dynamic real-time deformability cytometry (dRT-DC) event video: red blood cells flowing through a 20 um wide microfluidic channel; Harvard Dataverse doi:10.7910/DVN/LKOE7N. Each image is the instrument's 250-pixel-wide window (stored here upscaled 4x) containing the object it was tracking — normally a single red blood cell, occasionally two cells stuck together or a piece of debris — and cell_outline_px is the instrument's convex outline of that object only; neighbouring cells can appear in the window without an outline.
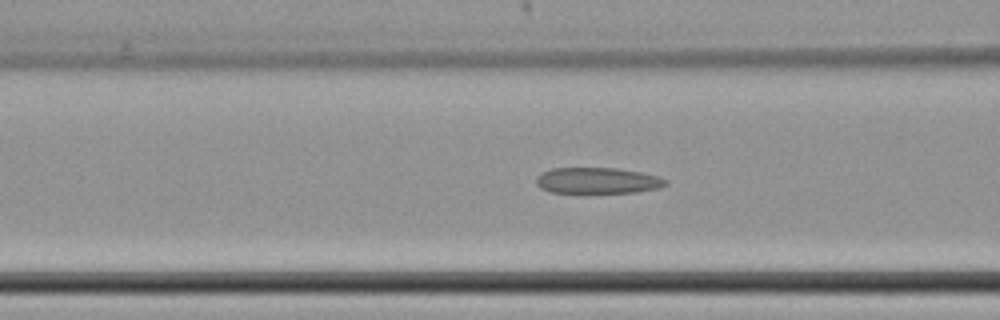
{"species": "common noctule bat (a hibernating species)", "species_latin": "Nyctalus noctula", "temperature_condition": "cold", "stored_images_in_passage": 34, "camera_frame_rate_fps": 3000, "um_per_image_px": 0.085, "animal": {"sex": "female", "body_mass_g": 22.7, "forearm_length_mm": 54.2}, "frame": {"image": 1, "passage_image": 9, "time_ms": 2.667, "image_size_px": [1000, 320], "cell_outline_px": [[668, 184], [660, 188], [636, 192], [580, 196], [552, 192], [540, 188], [536, 184], [536, 176], [540, 172], [552, 168], [616, 168], [640, 172], [660, 176], [668, 180]], "centroid_in_image_um": [50.76, 15.4], "position_along_channel_um": 115.8, "area_um2": 20.92}}
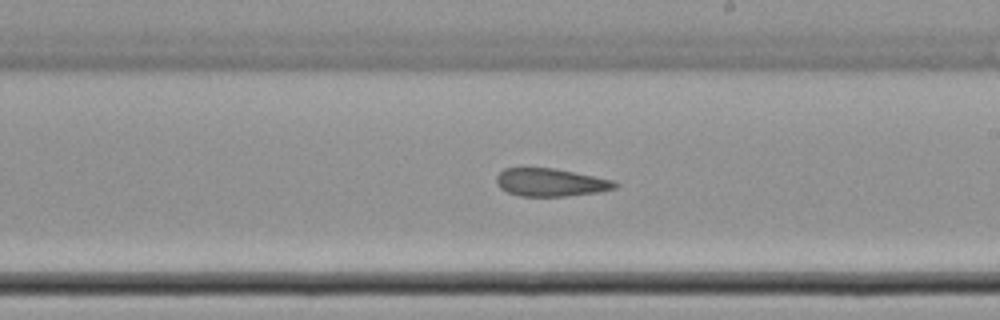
{"frame": {"image": 2, "passage_image": 20, "time_ms": 6.333, "image_size_px": [1000, 320], "cell_outline_px": [[620, 184], [616, 188], [596, 192], [564, 196], [520, 196], [508, 192], [500, 188], [496, 184], [496, 176], [504, 168], [556, 168], [616, 180]], "centroid_in_image_um": [46.83, 15.49], "position_along_channel_um": 242.2, "area_um2": 19.42}}
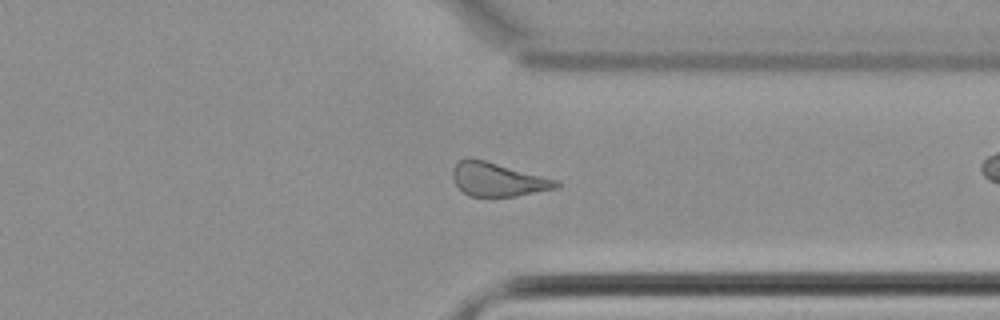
{"frame": {"image": 3, "passage_image": 31, "time_ms": 10.0, "image_size_px": [1000, 320], "cell_outline_px": [[560, 184], [556, 188], [516, 196], [468, 196], [456, 184], [452, 176], [452, 168], [460, 160], [468, 156], [472, 156], [560, 180]], "centroid_in_image_um": [42.31, 15.22], "position_along_channel_um": 369.1, "area_um2": 20.58}}